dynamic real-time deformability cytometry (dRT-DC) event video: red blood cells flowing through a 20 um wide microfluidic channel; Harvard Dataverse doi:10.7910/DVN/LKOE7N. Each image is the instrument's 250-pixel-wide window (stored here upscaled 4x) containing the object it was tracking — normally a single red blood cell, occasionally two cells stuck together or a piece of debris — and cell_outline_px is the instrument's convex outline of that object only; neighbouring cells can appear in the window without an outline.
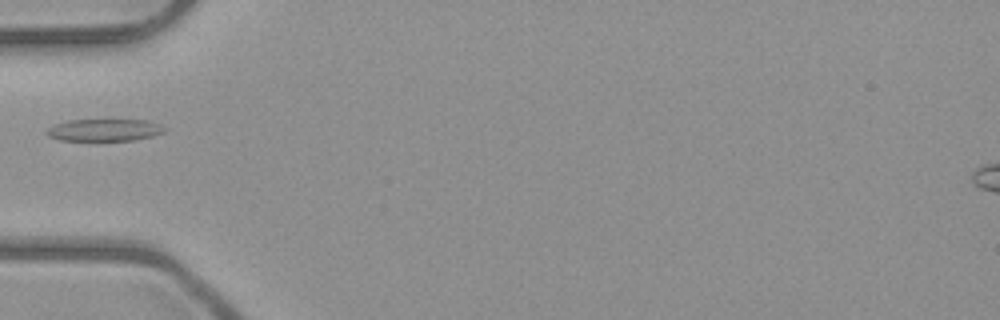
{"species": "common noctule bat (a hibernating species)", "species_latin": "Nyctalus noctula", "temperature_condition": "room temperature", "stored_images_in_passage": 6, "camera_frame_rate_fps": 3000, "um_per_image_px": 0.085, "animal": {"sex": "male", "body_mass_g": 23.1, "forearm_length_mm": 52.7}, "frame": {"image": 1, "passage_image": 5, "time_ms": 5.333, "image_size_px": [1000, 320], "cell_outline_px": [[168, 128], [164, 132], [152, 136], [136, 140], [60, 140], [48, 136], [44, 132], [52, 124], [68, 120], [108, 116], [144, 120], [160, 124]], "centroid_in_image_um": [8.87, 10.98], "position_along_channel_um": 76.1, "area_um2": 16.36}}
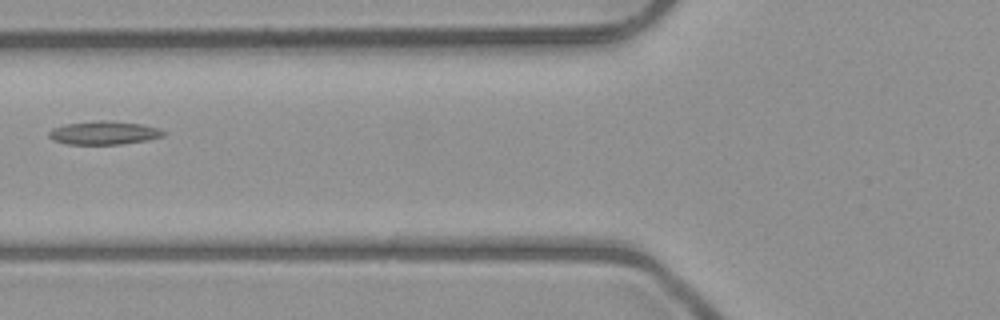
{"frame": {"image": 2, "passage_image": 6, "time_ms": 6.333, "image_size_px": [1000, 320], "cell_outline_px": [[164, 136], [148, 140], [120, 144], [64, 144], [52, 140], [48, 136], [48, 132], [52, 128], [64, 124], [96, 120], [108, 120], [140, 124], [156, 128], [164, 132]], "centroid_in_image_um": [8.76, 11.29], "position_along_channel_um": 117.0, "area_um2": 15.66}}